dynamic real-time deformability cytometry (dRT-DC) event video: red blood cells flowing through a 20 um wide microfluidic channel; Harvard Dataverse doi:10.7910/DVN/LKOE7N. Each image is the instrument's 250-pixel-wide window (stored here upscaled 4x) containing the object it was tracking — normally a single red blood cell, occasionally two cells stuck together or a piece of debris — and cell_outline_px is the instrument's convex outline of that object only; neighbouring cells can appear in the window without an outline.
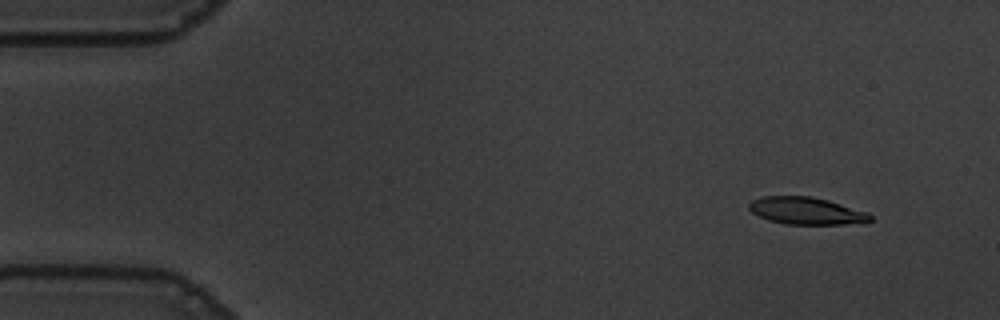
{"species": "common noctule bat (a hibernating species)", "species_latin": "Nyctalus noctula", "temperature_condition": "warm", "stored_images_in_passage": 56, "camera_frame_rate_fps": 3000, "um_per_image_px": 0.085, "animal": {"sex": "male", "body_mass_g": 19.5, "forearm_length_mm": 54.6}, "frame": {"image": 1, "passage_image": 5, "time_ms": 1.333, "image_size_px": [1000, 320], "cell_outline_px": [[872, 220], [844, 224], [784, 224], [768, 220], [752, 212], [748, 208], [748, 204], [752, 200], [764, 196], [808, 196], [828, 200], [868, 212], [872, 216]], "centroid_in_image_um": [68.51, 17.92], "position_along_channel_um": 16.5, "area_um2": 19.07}}
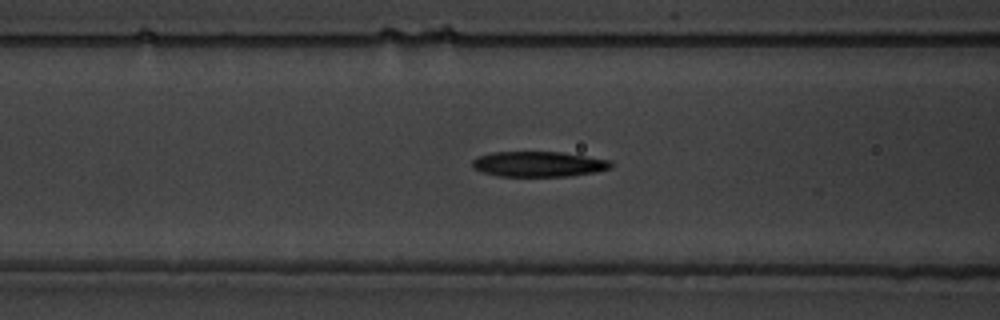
{"frame": {"image": 2, "passage_image": 22, "time_ms": 7.0, "image_size_px": [1000, 320], "cell_outline_px": [[612, 168], [596, 172], [572, 176], [500, 176], [484, 172], [472, 168], [472, 160], [476, 156], [492, 152], [560, 152], [612, 160]], "centroid_in_image_um": [45.79, 13.94], "position_along_channel_um": 120.8, "area_um2": 20.58}}
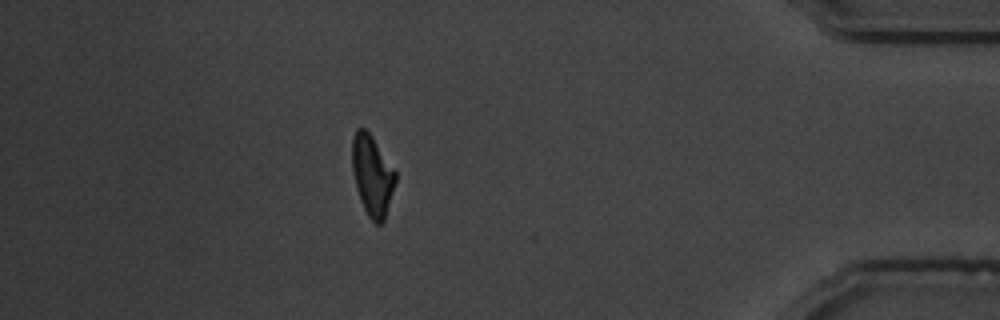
{"frame": {"image": 3, "passage_image": 49, "time_ms": 16.0, "image_size_px": [1000, 320], "cell_outline_px": [[396, 180], [384, 220], [380, 224], [376, 224], [368, 216], [360, 200], [352, 172], [352, 136], [356, 128], [364, 128], [372, 136], [396, 172]], "centroid_in_image_um": [31.62, 14.89], "position_along_channel_um": 403.6, "area_um2": 20.17}, "authors_computed_cell_mechanics": {"area_um2": 20.8369, "velocity_mm_per_s": 3.6327, "shape_relaxation_time_tau1_ms": 4.5059, "shape_relaxation_time_tau2_ms": 6.0136, "deformation_change_tau1": 0.1931, "deformation_change_tau2": 0.1316}}